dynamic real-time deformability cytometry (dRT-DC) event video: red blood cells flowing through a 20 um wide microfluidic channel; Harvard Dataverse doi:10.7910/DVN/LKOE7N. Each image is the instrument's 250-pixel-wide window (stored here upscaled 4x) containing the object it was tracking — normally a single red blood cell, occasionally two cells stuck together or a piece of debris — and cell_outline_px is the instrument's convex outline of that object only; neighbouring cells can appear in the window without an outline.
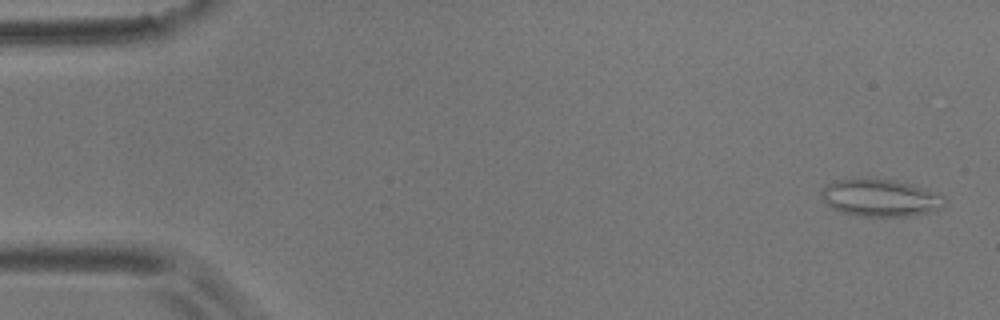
{"species": "common noctule bat (a hibernating species)", "species_latin": "Nyctalus noctula", "temperature_condition": "room temperature", "stored_images_in_passage": 56, "camera_frame_rate_fps": 3000, "um_per_image_px": 0.085, "animal": {"sex": "male", "body_mass_g": 17.9}, "frame": {"image": 1, "passage_image": 2, "time_ms": 0.333, "image_size_px": [1000, 320], "cell_outline_px": [[948, 204], [940, 208], [928, 212], [912, 216], [856, 216], [840, 212], [832, 208], [824, 200], [820, 192], [832, 180], [852, 176], [892, 180], [912, 184], [924, 188], [944, 196]], "centroid_in_image_um": [74.8, 16.79], "position_along_channel_um": 10.2, "area_um2": 27.34}}
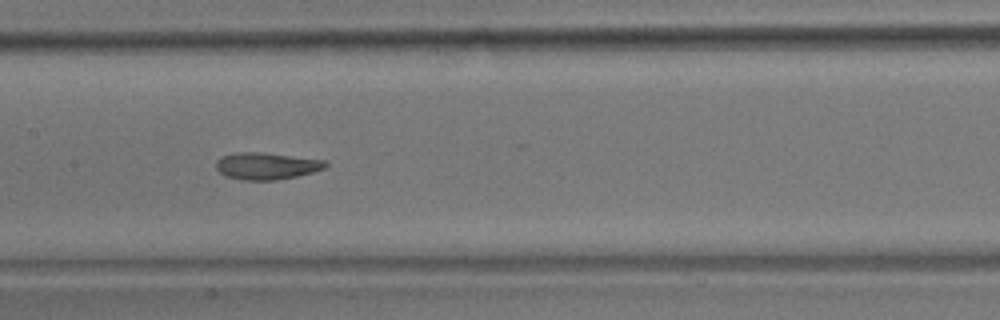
{"frame": {"image": 2, "passage_image": 27, "time_ms": 8.667, "image_size_px": [1000, 320], "cell_outline_px": [[328, 164], [324, 168], [312, 172], [296, 176], [276, 180], [240, 180], [224, 176], [216, 168], [216, 160], [224, 156], [236, 152], [260, 152], [328, 160]], "centroid_in_image_um": [22.65, 14.11], "position_along_channel_um": 184.8, "area_um2": 17.22}}
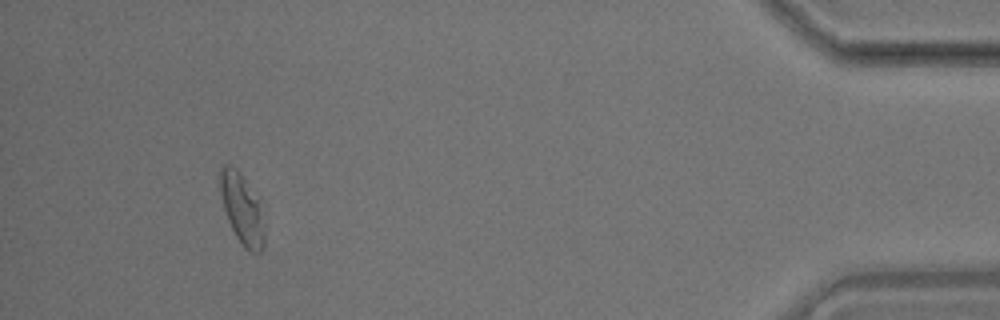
{"frame": {"image": 3, "passage_image": 52, "time_ms": 17.0, "image_size_px": [1000, 320], "cell_outline_px": [[264, 244], [260, 252], [248, 252], [244, 248], [236, 236], [228, 220], [224, 208], [216, 176], [220, 168], [224, 164], [228, 164], [236, 168], [240, 172], [260, 200], [264, 224]], "centroid_in_image_um": [20.55, 17.7], "position_along_channel_um": 414.6, "area_um2": 18.67}, "authors_computed_cell_mechanics": {"area_um2": 18.1492, "velocity_mm_per_s": 3.5347, "shape_relaxation_time_tau1_ms": 11.3184, "shape_relaxation_time_tau2_ms": 1.962, "deformation_change_tau1": 0.2205, "deformation_change_tau2": 0.0915}}